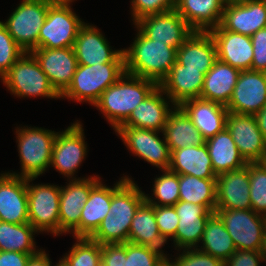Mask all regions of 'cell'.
Returning a JSON list of instances; mask_svg holds the SVG:
<instances>
[{
    "mask_svg": "<svg viewBox=\"0 0 266 266\" xmlns=\"http://www.w3.org/2000/svg\"><path fill=\"white\" fill-rule=\"evenodd\" d=\"M145 201V193L129 176L121 177L112 187L110 212L90 237L99 244L128 242L132 219L138 207Z\"/></svg>",
    "mask_w": 266,
    "mask_h": 266,
    "instance_id": "6da1fadb",
    "label": "cell"
},
{
    "mask_svg": "<svg viewBox=\"0 0 266 266\" xmlns=\"http://www.w3.org/2000/svg\"><path fill=\"white\" fill-rule=\"evenodd\" d=\"M158 86L152 80L124 73L101 94L93 106L101 110L116 130Z\"/></svg>",
    "mask_w": 266,
    "mask_h": 266,
    "instance_id": "7a4b0ae2",
    "label": "cell"
},
{
    "mask_svg": "<svg viewBox=\"0 0 266 266\" xmlns=\"http://www.w3.org/2000/svg\"><path fill=\"white\" fill-rule=\"evenodd\" d=\"M131 45L123 49L125 73L160 85L176 62L177 50L166 43L147 38L139 29Z\"/></svg>",
    "mask_w": 266,
    "mask_h": 266,
    "instance_id": "3957f363",
    "label": "cell"
},
{
    "mask_svg": "<svg viewBox=\"0 0 266 266\" xmlns=\"http://www.w3.org/2000/svg\"><path fill=\"white\" fill-rule=\"evenodd\" d=\"M125 73L124 62L97 65L78 64L71 84L60 95L62 98L89 102L94 105L101 94Z\"/></svg>",
    "mask_w": 266,
    "mask_h": 266,
    "instance_id": "277c9868",
    "label": "cell"
},
{
    "mask_svg": "<svg viewBox=\"0 0 266 266\" xmlns=\"http://www.w3.org/2000/svg\"><path fill=\"white\" fill-rule=\"evenodd\" d=\"M26 127L16 129L21 173H7L23 178H37L50 167L57 132L38 127Z\"/></svg>",
    "mask_w": 266,
    "mask_h": 266,
    "instance_id": "5b68a950",
    "label": "cell"
},
{
    "mask_svg": "<svg viewBox=\"0 0 266 266\" xmlns=\"http://www.w3.org/2000/svg\"><path fill=\"white\" fill-rule=\"evenodd\" d=\"M1 80L6 88L17 97L61 98L30 52H25Z\"/></svg>",
    "mask_w": 266,
    "mask_h": 266,
    "instance_id": "8992f818",
    "label": "cell"
},
{
    "mask_svg": "<svg viewBox=\"0 0 266 266\" xmlns=\"http://www.w3.org/2000/svg\"><path fill=\"white\" fill-rule=\"evenodd\" d=\"M50 5L42 0H23L7 21L2 22L13 40L25 52L38 48L39 32Z\"/></svg>",
    "mask_w": 266,
    "mask_h": 266,
    "instance_id": "52a82bcc",
    "label": "cell"
},
{
    "mask_svg": "<svg viewBox=\"0 0 266 266\" xmlns=\"http://www.w3.org/2000/svg\"><path fill=\"white\" fill-rule=\"evenodd\" d=\"M36 178H27L28 219L40 233L60 234L59 203L60 187L48 184L31 185Z\"/></svg>",
    "mask_w": 266,
    "mask_h": 266,
    "instance_id": "ba28073f",
    "label": "cell"
},
{
    "mask_svg": "<svg viewBox=\"0 0 266 266\" xmlns=\"http://www.w3.org/2000/svg\"><path fill=\"white\" fill-rule=\"evenodd\" d=\"M237 250L260 251L266 231V216L252 209H216Z\"/></svg>",
    "mask_w": 266,
    "mask_h": 266,
    "instance_id": "9c48e42d",
    "label": "cell"
},
{
    "mask_svg": "<svg viewBox=\"0 0 266 266\" xmlns=\"http://www.w3.org/2000/svg\"><path fill=\"white\" fill-rule=\"evenodd\" d=\"M70 4L50 5L38 37V48L73 47L79 28L84 24Z\"/></svg>",
    "mask_w": 266,
    "mask_h": 266,
    "instance_id": "30bf717a",
    "label": "cell"
},
{
    "mask_svg": "<svg viewBox=\"0 0 266 266\" xmlns=\"http://www.w3.org/2000/svg\"><path fill=\"white\" fill-rule=\"evenodd\" d=\"M115 133L122 138L132 154L160 168L161 171L169 169L171 151L165 137H158L159 131L119 126Z\"/></svg>",
    "mask_w": 266,
    "mask_h": 266,
    "instance_id": "8fae6325",
    "label": "cell"
},
{
    "mask_svg": "<svg viewBox=\"0 0 266 266\" xmlns=\"http://www.w3.org/2000/svg\"><path fill=\"white\" fill-rule=\"evenodd\" d=\"M83 131L82 124L77 121L61 133L57 132L53 144L50 167H54L69 180L74 178L72 176L87 155Z\"/></svg>",
    "mask_w": 266,
    "mask_h": 266,
    "instance_id": "7c38bea8",
    "label": "cell"
},
{
    "mask_svg": "<svg viewBox=\"0 0 266 266\" xmlns=\"http://www.w3.org/2000/svg\"><path fill=\"white\" fill-rule=\"evenodd\" d=\"M135 26L147 38L166 43L176 50L194 31L175 9L147 15L135 22Z\"/></svg>",
    "mask_w": 266,
    "mask_h": 266,
    "instance_id": "4fadbf2b",
    "label": "cell"
},
{
    "mask_svg": "<svg viewBox=\"0 0 266 266\" xmlns=\"http://www.w3.org/2000/svg\"><path fill=\"white\" fill-rule=\"evenodd\" d=\"M266 105V73L240 71L232 97L226 106L228 112L255 115Z\"/></svg>",
    "mask_w": 266,
    "mask_h": 266,
    "instance_id": "5bb4252c",
    "label": "cell"
},
{
    "mask_svg": "<svg viewBox=\"0 0 266 266\" xmlns=\"http://www.w3.org/2000/svg\"><path fill=\"white\" fill-rule=\"evenodd\" d=\"M30 53L47 75L51 86L61 95L71 84L78 67L73 47L35 48Z\"/></svg>",
    "mask_w": 266,
    "mask_h": 266,
    "instance_id": "9a60e30c",
    "label": "cell"
},
{
    "mask_svg": "<svg viewBox=\"0 0 266 266\" xmlns=\"http://www.w3.org/2000/svg\"><path fill=\"white\" fill-rule=\"evenodd\" d=\"M226 128L247 163L261 161L266 153V141L254 115L229 112L226 117Z\"/></svg>",
    "mask_w": 266,
    "mask_h": 266,
    "instance_id": "2e32d148",
    "label": "cell"
},
{
    "mask_svg": "<svg viewBox=\"0 0 266 266\" xmlns=\"http://www.w3.org/2000/svg\"><path fill=\"white\" fill-rule=\"evenodd\" d=\"M105 36L95 26L84 23L78 31L73 49L78 64L97 65L124 62L123 50H112Z\"/></svg>",
    "mask_w": 266,
    "mask_h": 266,
    "instance_id": "e0dca14e",
    "label": "cell"
},
{
    "mask_svg": "<svg viewBox=\"0 0 266 266\" xmlns=\"http://www.w3.org/2000/svg\"><path fill=\"white\" fill-rule=\"evenodd\" d=\"M100 177L74 178L66 187H60L59 226L60 234L72 232L80 222L82 208L88 200L91 189Z\"/></svg>",
    "mask_w": 266,
    "mask_h": 266,
    "instance_id": "ac0fdd59",
    "label": "cell"
},
{
    "mask_svg": "<svg viewBox=\"0 0 266 266\" xmlns=\"http://www.w3.org/2000/svg\"><path fill=\"white\" fill-rule=\"evenodd\" d=\"M220 26L224 30L252 36L266 28V3L262 0H239L227 3Z\"/></svg>",
    "mask_w": 266,
    "mask_h": 266,
    "instance_id": "d6986e66",
    "label": "cell"
},
{
    "mask_svg": "<svg viewBox=\"0 0 266 266\" xmlns=\"http://www.w3.org/2000/svg\"><path fill=\"white\" fill-rule=\"evenodd\" d=\"M216 209H251L249 163L217 176Z\"/></svg>",
    "mask_w": 266,
    "mask_h": 266,
    "instance_id": "ffe728a7",
    "label": "cell"
},
{
    "mask_svg": "<svg viewBox=\"0 0 266 266\" xmlns=\"http://www.w3.org/2000/svg\"><path fill=\"white\" fill-rule=\"evenodd\" d=\"M0 221L29 223L27 178L6 172L0 175Z\"/></svg>",
    "mask_w": 266,
    "mask_h": 266,
    "instance_id": "44dd1931",
    "label": "cell"
},
{
    "mask_svg": "<svg viewBox=\"0 0 266 266\" xmlns=\"http://www.w3.org/2000/svg\"><path fill=\"white\" fill-rule=\"evenodd\" d=\"M174 208L179 217L176 235L172 238L175 248H198L205 223L213 213L206 206L179 200Z\"/></svg>",
    "mask_w": 266,
    "mask_h": 266,
    "instance_id": "7402d4cb",
    "label": "cell"
},
{
    "mask_svg": "<svg viewBox=\"0 0 266 266\" xmlns=\"http://www.w3.org/2000/svg\"><path fill=\"white\" fill-rule=\"evenodd\" d=\"M209 32L216 44L217 59L240 71L251 70L253 45L250 36L224 30L220 25Z\"/></svg>",
    "mask_w": 266,
    "mask_h": 266,
    "instance_id": "603a6c76",
    "label": "cell"
},
{
    "mask_svg": "<svg viewBox=\"0 0 266 266\" xmlns=\"http://www.w3.org/2000/svg\"><path fill=\"white\" fill-rule=\"evenodd\" d=\"M217 60V48L209 31H193L177 49L176 61L185 69L199 70L204 75Z\"/></svg>",
    "mask_w": 266,
    "mask_h": 266,
    "instance_id": "cb8c5ba5",
    "label": "cell"
},
{
    "mask_svg": "<svg viewBox=\"0 0 266 266\" xmlns=\"http://www.w3.org/2000/svg\"><path fill=\"white\" fill-rule=\"evenodd\" d=\"M204 77L199 70L185 69L176 61L159 86L174 106H180L186 100L200 98Z\"/></svg>",
    "mask_w": 266,
    "mask_h": 266,
    "instance_id": "d4e9b609",
    "label": "cell"
},
{
    "mask_svg": "<svg viewBox=\"0 0 266 266\" xmlns=\"http://www.w3.org/2000/svg\"><path fill=\"white\" fill-rule=\"evenodd\" d=\"M180 107L205 139L215 136L226 128V117L229 112L224 105L195 98L184 101Z\"/></svg>",
    "mask_w": 266,
    "mask_h": 266,
    "instance_id": "484cf974",
    "label": "cell"
},
{
    "mask_svg": "<svg viewBox=\"0 0 266 266\" xmlns=\"http://www.w3.org/2000/svg\"><path fill=\"white\" fill-rule=\"evenodd\" d=\"M164 91L158 86L146 99H144L131 113L129 118L120 126L136 127L156 130L163 133L168 116L172 111ZM169 104V105H168Z\"/></svg>",
    "mask_w": 266,
    "mask_h": 266,
    "instance_id": "4316f807",
    "label": "cell"
},
{
    "mask_svg": "<svg viewBox=\"0 0 266 266\" xmlns=\"http://www.w3.org/2000/svg\"><path fill=\"white\" fill-rule=\"evenodd\" d=\"M112 188L99 181L90 191L82 208L79 225L72 231L75 238L91 237L110 212Z\"/></svg>",
    "mask_w": 266,
    "mask_h": 266,
    "instance_id": "83f0119b",
    "label": "cell"
},
{
    "mask_svg": "<svg viewBox=\"0 0 266 266\" xmlns=\"http://www.w3.org/2000/svg\"><path fill=\"white\" fill-rule=\"evenodd\" d=\"M223 0H177L175 10L194 31H209L220 25Z\"/></svg>",
    "mask_w": 266,
    "mask_h": 266,
    "instance_id": "f1b7e54d",
    "label": "cell"
},
{
    "mask_svg": "<svg viewBox=\"0 0 266 266\" xmlns=\"http://www.w3.org/2000/svg\"><path fill=\"white\" fill-rule=\"evenodd\" d=\"M240 70L217 59L205 74L200 98L227 106Z\"/></svg>",
    "mask_w": 266,
    "mask_h": 266,
    "instance_id": "f546056e",
    "label": "cell"
},
{
    "mask_svg": "<svg viewBox=\"0 0 266 266\" xmlns=\"http://www.w3.org/2000/svg\"><path fill=\"white\" fill-rule=\"evenodd\" d=\"M169 170L179 175H191L202 179L217 178L206 144L173 150Z\"/></svg>",
    "mask_w": 266,
    "mask_h": 266,
    "instance_id": "4dcf8cb0",
    "label": "cell"
},
{
    "mask_svg": "<svg viewBox=\"0 0 266 266\" xmlns=\"http://www.w3.org/2000/svg\"><path fill=\"white\" fill-rule=\"evenodd\" d=\"M163 130L170 151L185 147L200 146L206 139L192 123V120L180 106H173Z\"/></svg>",
    "mask_w": 266,
    "mask_h": 266,
    "instance_id": "1f68e13d",
    "label": "cell"
},
{
    "mask_svg": "<svg viewBox=\"0 0 266 266\" xmlns=\"http://www.w3.org/2000/svg\"><path fill=\"white\" fill-rule=\"evenodd\" d=\"M205 144L216 176L238 170L248 164L240 154L227 128L206 139Z\"/></svg>",
    "mask_w": 266,
    "mask_h": 266,
    "instance_id": "d6a6232c",
    "label": "cell"
},
{
    "mask_svg": "<svg viewBox=\"0 0 266 266\" xmlns=\"http://www.w3.org/2000/svg\"><path fill=\"white\" fill-rule=\"evenodd\" d=\"M128 242L154 247L161 251L162 246L166 244L158 230L154 206L146 200L138 207L132 219Z\"/></svg>",
    "mask_w": 266,
    "mask_h": 266,
    "instance_id": "836d02e7",
    "label": "cell"
},
{
    "mask_svg": "<svg viewBox=\"0 0 266 266\" xmlns=\"http://www.w3.org/2000/svg\"><path fill=\"white\" fill-rule=\"evenodd\" d=\"M200 243H202L203 246L201 245V248L197 249L223 262L237 250L225 225L215 212L210 215L205 223Z\"/></svg>",
    "mask_w": 266,
    "mask_h": 266,
    "instance_id": "e575fe53",
    "label": "cell"
},
{
    "mask_svg": "<svg viewBox=\"0 0 266 266\" xmlns=\"http://www.w3.org/2000/svg\"><path fill=\"white\" fill-rule=\"evenodd\" d=\"M179 200L206 206L213 213L216 210V178H197L179 175Z\"/></svg>",
    "mask_w": 266,
    "mask_h": 266,
    "instance_id": "d590c367",
    "label": "cell"
},
{
    "mask_svg": "<svg viewBox=\"0 0 266 266\" xmlns=\"http://www.w3.org/2000/svg\"><path fill=\"white\" fill-rule=\"evenodd\" d=\"M38 231L30 224H12L0 221V251L36 254L34 234Z\"/></svg>",
    "mask_w": 266,
    "mask_h": 266,
    "instance_id": "8d00e7d4",
    "label": "cell"
},
{
    "mask_svg": "<svg viewBox=\"0 0 266 266\" xmlns=\"http://www.w3.org/2000/svg\"><path fill=\"white\" fill-rule=\"evenodd\" d=\"M69 254L61 260L67 266H101V244L89 237H77Z\"/></svg>",
    "mask_w": 266,
    "mask_h": 266,
    "instance_id": "74e56055",
    "label": "cell"
},
{
    "mask_svg": "<svg viewBox=\"0 0 266 266\" xmlns=\"http://www.w3.org/2000/svg\"><path fill=\"white\" fill-rule=\"evenodd\" d=\"M163 172L154 180L153 195L155 198L152 199L145 194V200L151 205L174 206L179 201V174L169 169Z\"/></svg>",
    "mask_w": 266,
    "mask_h": 266,
    "instance_id": "f35d334b",
    "label": "cell"
},
{
    "mask_svg": "<svg viewBox=\"0 0 266 266\" xmlns=\"http://www.w3.org/2000/svg\"><path fill=\"white\" fill-rule=\"evenodd\" d=\"M251 209L266 216V169L260 162L249 163Z\"/></svg>",
    "mask_w": 266,
    "mask_h": 266,
    "instance_id": "ab89813d",
    "label": "cell"
},
{
    "mask_svg": "<svg viewBox=\"0 0 266 266\" xmlns=\"http://www.w3.org/2000/svg\"><path fill=\"white\" fill-rule=\"evenodd\" d=\"M164 255L154 247L126 242L124 266H156Z\"/></svg>",
    "mask_w": 266,
    "mask_h": 266,
    "instance_id": "60d3db41",
    "label": "cell"
},
{
    "mask_svg": "<svg viewBox=\"0 0 266 266\" xmlns=\"http://www.w3.org/2000/svg\"><path fill=\"white\" fill-rule=\"evenodd\" d=\"M25 53L0 21V78Z\"/></svg>",
    "mask_w": 266,
    "mask_h": 266,
    "instance_id": "b9f144b4",
    "label": "cell"
},
{
    "mask_svg": "<svg viewBox=\"0 0 266 266\" xmlns=\"http://www.w3.org/2000/svg\"><path fill=\"white\" fill-rule=\"evenodd\" d=\"M177 0H132L133 23L152 14H161L175 9Z\"/></svg>",
    "mask_w": 266,
    "mask_h": 266,
    "instance_id": "7bdbcfd3",
    "label": "cell"
},
{
    "mask_svg": "<svg viewBox=\"0 0 266 266\" xmlns=\"http://www.w3.org/2000/svg\"><path fill=\"white\" fill-rule=\"evenodd\" d=\"M153 206L158 230L167 242L169 237L173 238L176 235L179 217L174 206Z\"/></svg>",
    "mask_w": 266,
    "mask_h": 266,
    "instance_id": "ee69618b",
    "label": "cell"
},
{
    "mask_svg": "<svg viewBox=\"0 0 266 266\" xmlns=\"http://www.w3.org/2000/svg\"><path fill=\"white\" fill-rule=\"evenodd\" d=\"M183 252L174 259L177 266H224V262L197 248L182 249Z\"/></svg>",
    "mask_w": 266,
    "mask_h": 266,
    "instance_id": "f6af8a7d",
    "label": "cell"
},
{
    "mask_svg": "<svg viewBox=\"0 0 266 266\" xmlns=\"http://www.w3.org/2000/svg\"><path fill=\"white\" fill-rule=\"evenodd\" d=\"M250 38L253 45L251 70L266 73V28L259 29Z\"/></svg>",
    "mask_w": 266,
    "mask_h": 266,
    "instance_id": "bcb514c9",
    "label": "cell"
},
{
    "mask_svg": "<svg viewBox=\"0 0 266 266\" xmlns=\"http://www.w3.org/2000/svg\"><path fill=\"white\" fill-rule=\"evenodd\" d=\"M101 266H124L126 243L101 245Z\"/></svg>",
    "mask_w": 266,
    "mask_h": 266,
    "instance_id": "7dc6e473",
    "label": "cell"
},
{
    "mask_svg": "<svg viewBox=\"0 0 266 266\" xmlns=\"http://www.w3.org/2000/svg\"><path fill=\"white\" fill-rule=\"evenodd\" d=\"M263 262L260 251L236 250L225 262L224 266H260Z\"/></svg>",
    "mask_w": 266,
    "mask_h": 266,
    "instance_id": "c3c4849f",
    "label": "cell"
},
{
    "mask_svg": "<svg viewBox=\"0 0 266 266\" xmlns=\"http://www.w3.org/2000/svg\"><path fill=\"white\" fill-rule=\"evenodd\" d=\"M30 256L16 251H0V266H26Z\"/></svg>",
    "mask_w": 266,
    "mask_h": 266,
    "instance_id": "681fc988",
    "label": "cell"
},
{
    "mask_svg": "<svg viewBox=\"0 0 266 266\" xmlns=\"http://www.w3.org/2000/svg\"><path fill=\"white\" fill-rule=\"evenodd\" d=\"M48 256L45 250H39L36 254L30 256L26 266H52Z\"/></svg>",
    "mask_w": 266,
    "mask_h": 266,
    "instance_id": "f907efd6",
    "label": "cell"
},
{
    "mask_svg": "<svg viewBox=\"0 0 266 266\" xmlns=\"http://www.w3.org/2000/svg\"><path fill=\"white\" fill-rule=\"evenodd\" d=\"M254 116L257 121L258 128L262 132L266 141V105H264L263 108Z\"/></svg>",
    "mask_w": 266,
    "mask_h": 266,
    "instance_id": "816d5d0a",
    "label": "cell"
},
{
    "mask_svg": "<svg viewBox=\"0 0 266 266\" xmlns=\"http://www.w3.org/2000/svg\"><path fill=\"white\" fill-rule=\"evenodd\" d=\"M156 266H177V264L175 263L174 259L173 261H170L167 255L165 254Z\"/></svg>",
    "mask_w": 266,
    "mask_h": 266,
    "instance_id": "f5cc1de1",
    "label": "cell"
},
{
    "mask_svg": "<svg viewBox=\"0 0 266 266\" xmlns=\"http://www.w3.org/2000/svg\"><path fill=\"white\" fill-rule=\"evenodd\" d=\"M260 254L262 256L263 262L265 261V263H266V231H265L264 236H263V241H262V246H261V249H260Z\"/></svg>",
    "mask_w": 266,
    "mask_h": 266,
    "instance_id": "db71d44e",
    "label": "cell"
},
{
    "mask_svg": "<svg viewBox=\"0 0 266 266\" xmlns=\"http://www.w3.org/2000/svg\"><path fill=\"white\" fill-rule=\"evenodd\" d=\"M48 4L56 5V4H71L74 0H42Z\"/></svg>",
    "mask_w": 266,
    "mask_h": 266,
    "instance_id": "11a10c76",
    "label": "cell"
},
{
    "mask_svg": "<svg viewBox=\"0 0 266 266\" xmlns=\"http://www.w3.org/2000/svg\"><path fill=\"white\" fill-rule=\"evenodd\" d=\"M260 163L263 165V167L266 169V153L264 154V156L262 157Z\"/></svg>",
    "mask_w": 266,
    "mask_h": 266,
    "instance_id": "9f6ffc18",
    "label": "cell"
},
{
    "mask_svg": "<svg viewBox=\"0 0 266 266\" xmlns=\"http://www.w3.org/2000/svg\"><path fill=\"white\" fill-rule=\"evenodd\" d=\"M55 266H67L61 259Z\"/></svg>",
    "mask_w": 266,
    "mask_h": 266,
    "instance_id": "6f0895ef",
    "label": "cell"
},
{
    "mask_svg": "<svg viewBox=\"0 0 266 266\" xmlns=\"http://www.w3.org/2000/svg\"><path fill=\"white\" fill-rule=\"evenodd\" d=\"M237 1H239V0H223V2L225 4H227V3H233V2H237Z\"/></svg>",
    "mask_w": 266,
    "mask_h": 266,
    "instance_id": "680465c9",
    "label": "cell"
}]
</instances>
